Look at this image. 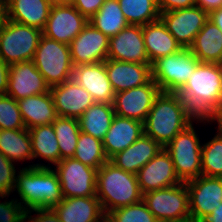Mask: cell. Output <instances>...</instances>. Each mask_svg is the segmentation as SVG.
<instances>
[{"mask_svg": "<svg viewBox=\"0 0 222 222\" xmlns=\"http://www.w3.org/2000/svg\"><path fill=\"white\" fill-rule=\"evenodd\" d=\"M144 44L150 63L182 49L161 19L142 25Z\"/></svg>", "mask_w": 222, "mask_h": 222, "instance_id": "cell-25", "label": "cell"}, {"mask_svg": "<svg viewBox=\"0 0 222 222\" xmlns=\"http://www.w3.org/2000/svg\"><path fill=\"white\" fill-rule=\"evenodd\" d=\"M32 212L35 217L31 216ZM13 222H60V219L53 208H38L23 212Z\"/></svg>", "mask_w": 222, "mask_h": 222, "instance_id": "cell-40", "label": "cell"}, {"mask_svg": "<svg viewBox=\"0 0 222 222\" xmlns=\"http://www.w3.org/2000/svg\"><path fill=\"white\" fill-rule=\"evenodd\" d=\"M15 164L0 152V198L9 197L16 184ZM1 211V202H0Z\"/></svg>", "mask_w": 222, "mask_h": 222, "instance_id": "cell-39", "label": "cell"}, {"mask_svg": "<svg viewBox=\"0 0 222 222\" xmlns=\"http://www.w3.org/2000/svg\"><path fill=\"white\" fill-rule=\"evenodd\" d=\"M48 165L39 162L18 171L14 191L20 200L1 202L0 222H13L27 210L53 208L63 200L59 177Z\"/></svg>", "mask_w": 222, "mask_h": 222, "instance_id": "cell-1", "label": "cell"}, {"mask_svg": "<svg viewBox=\"0 0 222 222\" xmlns=\"http://www.w3.org/2000/svg\"><path fill=\"white\" fill-rule=\"evenodd\" d=\"M107 59L138 64H151L147 56L141 25L126 26L109 38Z\"/></svg>", "mask_w": 222, "mask_h": 222, "instance_id": "cell-16", "label": "cell"}, {"mask_svg": "<svg viewBox=\"0 0 222 222\" xmlns=\"http://www.w3.org/2000/svg\"><path fill=\"white\" fill-rule=\"evenodd\" d=\"M48 92H50V86L46 83L33 61L10 65L6 95L18 101L29 96Z\"/></svg>", "mask_w": 222, "mask_h": 222, "instance_id": "cell-18", "label": "cell"}, {"mask_svg": "<svg viewBox=\"0 0 222 222\" xmlns=\"http://www.w3.org/2000/svg\"><path fill=\"white\" fill-rule=\"evenodd\" d=\"M105 218L109 222H159L154 217L153 213L147 208L143 200L110 211L106 214Z\"/></svg>", "mask_w": 222, "mask_h": 222, "instance_id": "cell-37", "label": "cell"}, {"mask_svg": "<svg viewBox=\"0 0 222 222\" xmlns=\"http://www.w3.org/2000/svg\"><path fill=\"white\" fill-rule=\"evenodd\" d=\"M69 47L73 66L104 62L109 50V38L88 22Z\"/></svg>", "mask_w": 222, "mask_h": 222, "instance_id": "cell-15", "label": "cell"}, {"mask_svg": "<svg viewBox=\"0 0 222 222\" xmlns=\"http://www.w3.org/2000/svg\"><path fill=\"white\" fill-rule=\"evenodd\" d=\"M159 86L151 79L148 83L119 93H115L113 109L116 115L144 123L156 96Z\"/></svg>", "mask_w": 222, "mask_h": 222, "instance_id": "cell-12", "label": "cell"}, {"mask_svg": "<svg viewBox=\"0 0 222 222\" xmlns=\"http://www.w3.org/2000/svg\"><path fill=\"white\" fill-rule=\"evenodd\" d=\"M26 129L50 125L58 117L51 92L17 101Z\"/></svg>", "mask_w": 222, "mask_h": 222, "instance_id": "cell-27", "label": "cell"}, {"mask_svg": "<svg viewBox=\"0 0 222 222\" xmlns=\"http://www.w3.org/2000/svg\"><path fill=\"white\" fill-rule=\"evenodd\" d=\"M195 6L210 14L222 8V0H195Z\"/></svg>", "mask_w": 222, "mask_h": 222, "instance_id": "cell-44", "label": "cell"}, {"mask_svg": "<svg viewBox=\"0 0 222 222\" xmlns=\"http://www.w3.org/2000/svg\"><path fill=\"white\" fill-rule=\"evenodd\" d=\"M42 31L11 21L0 29V58L8 65L32 61Z\"/></svg>", "mask_w": 222, "mask_h": 222, "instance_id": "cell-8", "label": "cell"}, {"mask_svg": "<svg viewBox=\"0 0 222 222\" xmlns=\"http://www.w3.org/2000/svg\"><path fill=\"white\" fill-rule=\"evenodd\" d=\"M26 128L21 117L18 102L8 96H0V129L12 130Z\"/></svg>", "mask_w": 222, "mask_h": 222, "instance_id": "cell-38", "label": "cell"}, {"mask_svg": "<svg viewBox=\"0 0 222 222\" xmlns=\"http://www.w3.org/2000/svg\"><path fill=\"white\" fill-rule=\"evenodd\" d=\"M53 209L60 222H102L106 217L96 196L63 198Z\"/></svg>", "mask_w": 222, "mask_h": 222, "instance_id": "cell-22", "label": "cell"}, {"mask_svg": "<svg viewBox=\"0 0 222 222\" xmlns=\"http://www.w3.org/2000/svg\"><path fill=\"white\" fill-rule=\"evenodd\" d=\"M8 21V9H7V0H0V29Z\"/></svg>", "mask_w": 222, "mask_h": 222, "instance_id": "cell-46", "label": "cell"}, {"mask_svg": "<svg viewBox=\"0 0 222 222\" xmlns=\"http://www.w3.org/2000/svg\"><path fill=\"white\" fill-rule=\"evenodd\" d=\"M32 159H45L53 165L60 161V150L52 124L29 129Z\"/></svg>", "mask_w": 222, "mask_h": 222, "instance_id": "cell-31", "label": "cell"}, {"mask_svg": "<svg viewBox=\"0 0 222 222\" xmlns=\"http://www.w3.org/2000/svg\"><path fill=\"white\" fill-rule=\"evenodd\" d=\"M202 222H222V202Z\"/></svg>", "mask_w": 222, "mask_h": 222, "instance_id": "cell-45", "label": "cell"}, {"mask_svg": "<svg viewBox=\"0 0 222 222\" xmlns=\"http://www.w3.org/2000/svg\"><path fill=\"white\" fill-rule=\"evenodd\" d=\"M160 19L182 48H189L209 20V14L198 6H193L160 13Z\"/></svg>", "mask_w": 222, "mask_h": 222, "instance_id": "cell-14", "label": "cell"}, {"mask_svg": "<svg viewBox=\"0 0 222 222\" xmlns=\"http://www.w3.org/2000/svg\"><path fill=\"white\" fill-rule=\"evenodd\" d=\"M199 63L189 48H182L151 64L152 79L161 91L178 93Z\"/></svg>", "mask_w": 222, "mask_h": 222, "instance_id": "cell-9", "label": "cell"}, {"mask_svg": "<svg viewBox=\"0 0 222 222\" xmlns=\"http://www.w3.org/2000/svg\"><path fill=\"white\" fill-rule=\"evenodd\" d=\"M190 221L202 222L222 202V177L200 176L186 182Z\"/></svg>", "mask_w": 222, "mask_h": 222, "instance_id": "cell-11", "label": "cell"}, {"mask_svg": "<svg viewBox=\"0 0 222 222\" xmlns=\"http://www.w3.org/2000/svg\"><path fill=\"white\" fill-rule=\"evenodd\" d=\"M193 125L192 122L164 147L173 161L181 182H188L202 176V145Z\"/></svg>", "mask_w": 222, "mask_h": 222, "instance_id": "cell-6", "label": "cell"}, {"mask_svg": "<svg viewBox=\"0 0 222 222\" xmlns=\"http://www.w3.org/2000/svg\"><path fill=\"white\" fill-rule=\"evenodd\" d=\"M32 61L50 87L72 79L74 66L68 44L42 35Z\"/></svg>", "mask_w": 222, "mask_h": 222, "instance_id": "cell-5", "label": "cell"}, {"mask_svg": "<svg viewBox=\"0 0 222 222\" xmlns=\"http://www.w3.org/2000/svg\"><path fill=\"white\" fill-rule=\"evenodd\" d=\"M194 121L213 122L207 118H196L178 93L160 91L143 123L144 134L164 148Z\"/></svg>", "mask_w": 222, "mask_h": 222, "instance_id": "cell-2", "label": "cell"}, {"mask_svg": "<svg viewBox=\"0 0 222 222\" xmlns=\"http://www.w3.org/2000/svg\"><path fill=\"white\" fill-rule=\"evenodd\" d=\"M56 113L60 117L79 119L95 103L90 93L74 79L50 87Z\"/></svg>", "mask_w": 222, "mask_h": 222, "instance_id": "cell-19", "label": "cell"}, {"mask_svg": "<svg viewBox=\"0 0 222 222\" xmlns=\"http://www.w3.org/2000/svg\"><path fill=\"white\" fill-rule=\"evenodd\" d=\"M189 49L200 62L219 64L222 60L220 29L209 19L195 36Z\"/></svg>", "mask_w": 222, "mask_h": 222, "instance_id": "cell-28", "label": "cell"}, {"mask_svg": "<svg viewBox=\"0 0 222 222\" xmlns=\"http://www.w3.org/2000/svg\"><path fill=\"white\" fill-rule=\"evenodd\" d=\"M105 69L115 93L139 87L152 79L151 64L106 59Z\"/></svg>", "mask_w": 222, "mask_h": 222, "instance_id": "cell-21", "label": "cell"}, {"mask_svg": "<svg viewBox=\"0 0 222 222\" xmlns=\"http://www.w3.org/2000/svg\"><path fill=\"white\" fill-rule=\"evenodd\" d=\"M209 19L217 25L222 33V8L215 10L209 14Z\"/></svg>", "mask_w": 222, "mask_h": 222, "instance_id": "cell-47", "label": "cell"}, {"mask_svg": "<svg viewBox=\"0 0 222 222\" xmlns=\"http://www.w3.org/2000/svg\"><path fill=\"white\" fill-rule=\"evenodd\" d=\"M215 123L217 122L218 128L222 131V111H219V113L212 119Z\"/></svg>", "mask_w": 222, "mask_h": 222, "instance_id": "cell-48", "label": "cell"}, {"mask_svg": "<svg viewBox=\"0 0 222 222\" xmlns=\"http://www.w3.org/2000/svg\"><path fill=\"white\" fill-rule=\"evenodd\" d=\"M72 79L90 93L95 103L113 104L115 92L108 79L105 61L74 66Z\"/></svg>", "mask_w": 222, "mask_h": 222, "instance_id": "cell-20", "label": "cell"}, {"mask_svg": "<svg viewBox=\"0 0 222 222\" xmlns=\"http://www.w3.org/2000/svg\"><path fill=\"white\" fill-rule=\"evenodd\" d=\"M219 65H220V67H221V69H222V60L220 61Z\"/></svg>", "mask_w": 222, "mask_h": 222, "instance_id": "cell-50", "label": "cell"}, {"mask_svg": "<svg viewBox=\"0 0 222 222\" xmlns=\"http://www.w3.org/2000/svg\"><path fill=\"white\" fill-rule=\"evenodd\" d=\"M51 7L50 0H7L8 19L43 31Z\"/></svg>", "mask_w": 222, "mask_h": 222, "instance_id": "cell-26", "label": "cell"}, {"mask_svg": "<svg viewBox=\"0 0 222 222\" xmlns=\"http://www.w3.org/2000/svg\"><path fill=\"white\" fill-rule=\"evenodd\" d=\"M115 115L113 105L94 103L78 119L80 130L103 140Z\"/></svg>", "mask_w": 222, "mask_h": 222, "instance_id": "cell-29", "label": "cell"}, {"mask_svg": "<svg viewBox=\"0 0 222 222\" xmlns=\"http://www.w3.org/2000/svg\"><path fill=\"white\" fill-rule=\"evenodd\" d=\"M142 200L159 222H191L186 182L146 192Z\"/></svg>", "mask_w": 222, "mask_h": 222, "instance_id": "cell-7", "label": "cell"}, {"mask_svg": "<svg viewBox=\"0 0 222 222\" xmlns=\"http://www.w3.org/2000/svg\"><path fill=\"white\" fill-rule=\"evenodd\" d=\"M96 197L106 215L110 211L140 202L143 194L135 174L118 168L108 160L97 170Z\"/></svg>", "mask_w": 222, "mask_h": 222, "instance_id": "cell-4", "label": "cell"}, {"mask_svg": "<svg viewBox=\"0 0 222 222\" xmlns=\"http://www.w3.org/2000/svg\"><path fill=\"white\" fill-rule=\"evenodd\" d=\"M52 126L58 141L60 161L73 157L81 131L78 119L58 116Z\"/></svg>", "mask_w": 222, "mask_h": 222, "instance_id": "cell-33", "label": "cell"}, {"mask_svg": "<svg viewBox=\"0 0 222 222\" xmlns=\"http://www.w3.org/2000/svg\"><path fill=\"white\" fill-rule=\"evenodd\" d=\"M9 68L10 65L6 64L0 58V96L6 95L9 81Z\"/></svg>", "mask_w": 222, "mask_h": 222, "instance_id": "cell-43", "label": "cell"}, {"mask_svg": "<svg viewBox=\"0 0 222 222\" xmlns=\"http://www.w3.org/2000/svg\"><path fill=\"white\" fill-rule=\"evenodd\" d=\"M217 131L210 141L202 144V176L222 177V131L219 128Z\"/></svg>", "mask_w": 222, "mask_h": 222, "instance_id": "cell-36", "label": "cell"}, {"mask_svg": "<svg viewBox=\"0 0 222 222\" xmlns=\"http://www.w3.org/2000/svg\"><path fill=\"white\" fill-rule=\"evenodd\" d=\"M105 1L106 0H73L72 5L89 20Z\"/></svg>", "mask_w": 222, "mask_h": 222, "instance_id": "cell-41", "label": "cell"}, {"mask_svg": "<svg viewBox=\"0 0 222 222\" xmlns=\"http://www.w3.org/2000/svg\"><path fill=\"white\" fill-rule=\"evenodd\" d=\"M73 158L97 170L108 161L102 140L82 131H80Z\"/></svg>", "mask_w": 222, "mask_h": 222, "instance_id": "cell-35", "label": "cell"}, {"mask_svg": "<svg viewBox=\"0 0 222 222\" xmlns=\"http://www.w3.org/2000/svg\"><path fill=\"white\" fill-rule=\"evenodd\" d=\"M52 5L72 4L73 0H50Z\"/></svg>", "mask_w": 222, "mask_h": 222, "instance_id": "cell-49", "label": "cell"}, {"mask_svg": "<svg viewBox=\"0 0 222 222\" xmlns=\"http://www.w3.org/2000/svg\"><path fill=\"white\" fill-rule=\"evenodd\" d=\"M0 152L11 162L32 160V146L29 130L0 129Z\"/></svg>", "mask_w": 222, "mask_h": 222, "instance_id": "cell-30", "label": "cell"}, {"mask_svg": "<svg viewBox=\"0 0 222 222\" xmlns=\"http://www.w3.org/2000/svg\"><path fill=\"white\" fill-rule=\"evenodd\" d=\"M89 22L108 38L116 36L129 25L118 0H106Z\"/></svg>", "mask_w": 222, "mask_h": 222, "instance_id": "cell-32", "label": "cell"}, {"mask_svg": "<svg viewBox=\"0 0 222 222\" xmlns=\"http://www.w3.org/2000/svg\"><path fill=\"white\" fill-rule=\"evenodd\" d=\"M55 167L64 198L96 196L97 169L73 157L62 159Z\"/></svg>", "mask_w": 222, "mask_h": 222, "instance_id": "cell-10", "label": "cell"}, {"mask_svg": "<svg viewBox=\"0 0 222 222\" xmlns=\"http://www.w3.org/2000/svg\"><path fill=\"white\" fill-rule=\"evenodd\" d=\"M162 148L158 142L143 133L134 143L112 156L109 161L118 168L136 175Z\"/></svg>", "mask_w": 222, "mask_h": 222, "instance_id": "cell-24", "label": "cell"}, {"mask_svg": "<svg viewBox=\"0 0 222 222\" xmlns=\"http://www.w3.org/2000/svg\"><path fill=\"white\" fill-rule=\"evenodd\" d=\"M142 194L181 183L169 153L162 148L136 174Z\"/></svg>", "mask_w": 222, "mask_h": 222, "instance_id": "cell-17", "label": "cell"}, {"mask_svg": "<svg viewBox=\"0 0 222 222\" xmlns=\"http://www.w3.org/2000/svg\"><path fill=\"white\" fill-rule=\"evenodd\" d=\"M196 118L213 119L222 107V69L200 62L178 92Z\"/></svg>", "mask_w": 222, "mask_h": 222, "instance_id": "cell-3", "label": "cell"}, {"mask_svg": "<svg viewBox=\"0 0 222 222\" xmlns=\"http://www.w3.org/2000/svg\"><path fill=\"white\" fill-rule=\"evenodd\" d=\"M89 20L72 4L52 5L42 34L57 42L70 44Z\"/></svg>", "mask_w": 222, "mask_h": 222, "instance_id": "cell-13", "label": "cell"}, {"mask_svg": "<svg viewBox=\"0 0 222 222\" xmlns=\"http://www.w3.org/2000/svg\"><path fill=\"white\" fill-rule=\"evenodd\" d=\"M128 24L146 25L160 19L157 0H118Z\"/></svg>", "mask_w": 222, "mask_h": 222, "instance_id": "cell-34", "label": "cell"}, {"mask_svg": "<svg viewBox=\"0 0 222 222\" xmlns=\"http://www.w3.org/2000/svg\"><path fill=\"white\" fill-rule=\"evenodd\" d=\"M144 133L143 123L134 119L114 115L105 134L103 149L108 160L125 150Z\"/></svg>", "mask_w": 222, "mask_h": 222, "instance_id": "cell-23", "label": "cell"}, {"mask_svg": "<svg viewBox=\"0 0 222 222\" xmlns=\"http://www.w3.org/2000/svg\"><path fill=\"white\" fill-rule=\"evenodd\" d=\"M160 13L195 6V0H157Z\"/></svg>", "mask_w": 222, "mask_h": 222, "instance_id": "cell-42", "label": "cell"}]
</instances>
